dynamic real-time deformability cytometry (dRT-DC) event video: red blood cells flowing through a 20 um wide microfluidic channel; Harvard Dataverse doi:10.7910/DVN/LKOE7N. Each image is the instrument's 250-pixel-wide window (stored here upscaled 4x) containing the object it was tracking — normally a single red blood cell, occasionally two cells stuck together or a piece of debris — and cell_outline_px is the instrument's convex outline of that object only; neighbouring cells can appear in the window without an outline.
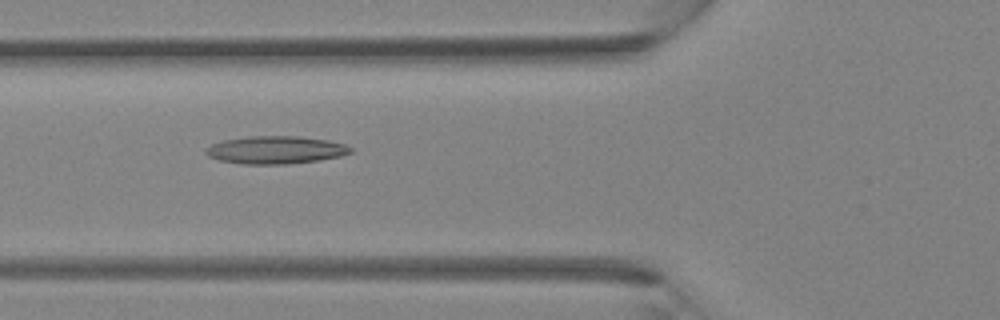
{"species": "Egyptian fruit bat (a non-hibernating species)", "species_latin": "Rousettus aegyptiacus", "temperature_condition": "room temperature", "stored_images_in_passage": 32, "camera_frame_rate_fps": 3000, "um_per_image_px": 0.085, "animal": {"sex": "female"}, "frame": {"image": 1, "passage_image": 7, "time_ms": 2.0, "image_size_px": [1000, 320], "cell_outline_px": [[352, 152], [340, 156], [320, 160], [288, 164], [244, 164], [220, 160], [208, 156], [204, 152], [212, 144], [224, 140], [248, 136], [300, 136], [328, 140], [344, 144], [352, 148]], "centroid_in_image_um": [23.45, 12.74], "position_along_channel_um": 102.4, "area_um2": 23.35}}
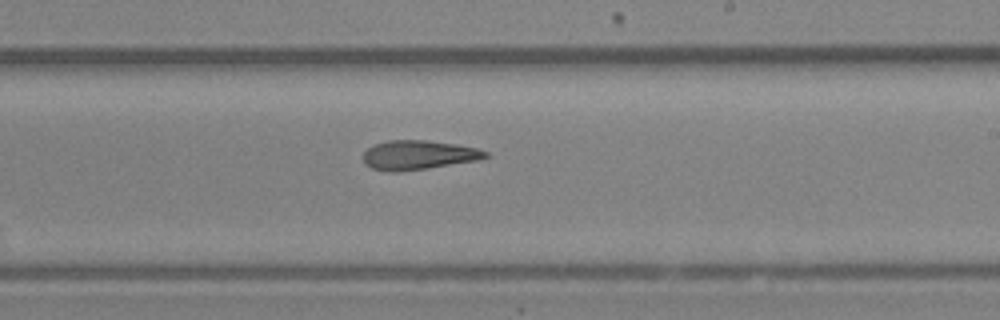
{"frame": {"image": 2, "passage_image": 16, "time_ms": 5.0, "image_size_px": [1000, 320], "cell_outline_px": [[488, 156], [480, 160], [428, 168], [400, 172], [388, 172], [372, 168], [364, 164], [364, 152], [372, 144], [388, 140], [428, 140], [456, 144], [476, 148], [488, 152]], "centroid_in_image_um": [35.55, 13.18], "position_along_channel_um": 253.5, "area_um2": 21.04}}
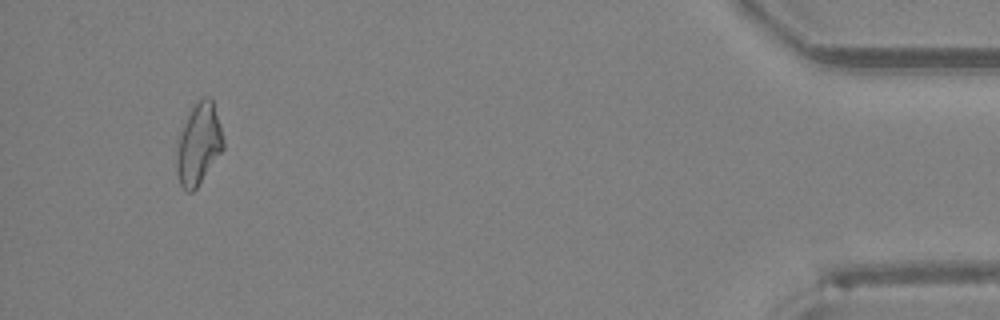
{"frame": {"image": 3, "passage_image": 30, "time_ms": 9.667, "image_size_px": [1000, 320], "cell_outline_px": [[224, 148], [196, 188], [192, 192], [188, 192], [180, 184], [176, 172], [176, 156], [180, 132], [192, 108], [204, 96], [208, 96], [212, 100], [220, 124], [224, 140]], "centroid_in_image_um": [16.88, 12.27], "position_along_channel_um": 418.3, "area_um2": 21.73}}